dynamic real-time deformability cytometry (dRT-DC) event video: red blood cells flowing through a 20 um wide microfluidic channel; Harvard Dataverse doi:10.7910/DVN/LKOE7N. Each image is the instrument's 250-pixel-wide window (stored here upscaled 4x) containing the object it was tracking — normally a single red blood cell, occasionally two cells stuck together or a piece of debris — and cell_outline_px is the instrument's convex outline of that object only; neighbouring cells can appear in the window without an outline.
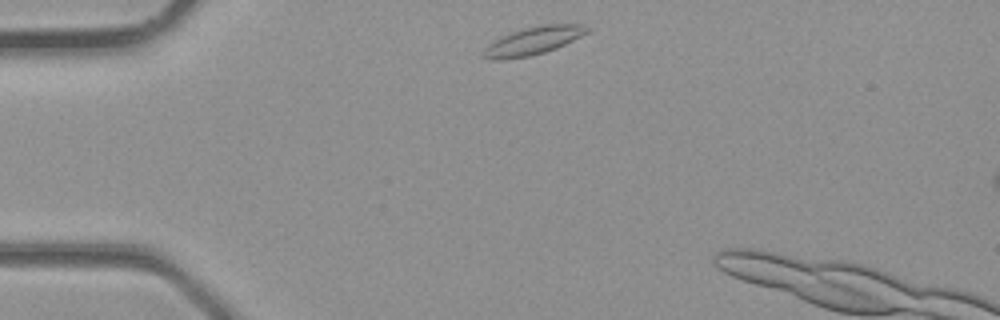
{"species": "common noctule bat (a hibernating species)", "species_latin": "Nyctalus noctula", "temperature_condition": "room temperature", "stored_images_in_passage": 2, "camera_frame_rate_fps": 3000, "um_per_image_px": 0.085, "animal": {"sex": "male", "body_mass_g": 23.1, "forearm_length_mm": 52.7}, "frame": {"image": 1, "passage_image": 1, "time_ms": 0.0, "image_size_px": [1000, 320], "cell_outline_px": [[592, 28], [588, 32], [556, 48], [544, 52], [528, 56], [500, 60], [492, 60], [484, 56], [484, 48], [488, 44], [512, 32], [524, 28], [544, 24], [580, 24]], "centroid_in_image_um": [45.34, 3.46], "position_along_channel_um": 39.7, "area_um2": 16.47}}